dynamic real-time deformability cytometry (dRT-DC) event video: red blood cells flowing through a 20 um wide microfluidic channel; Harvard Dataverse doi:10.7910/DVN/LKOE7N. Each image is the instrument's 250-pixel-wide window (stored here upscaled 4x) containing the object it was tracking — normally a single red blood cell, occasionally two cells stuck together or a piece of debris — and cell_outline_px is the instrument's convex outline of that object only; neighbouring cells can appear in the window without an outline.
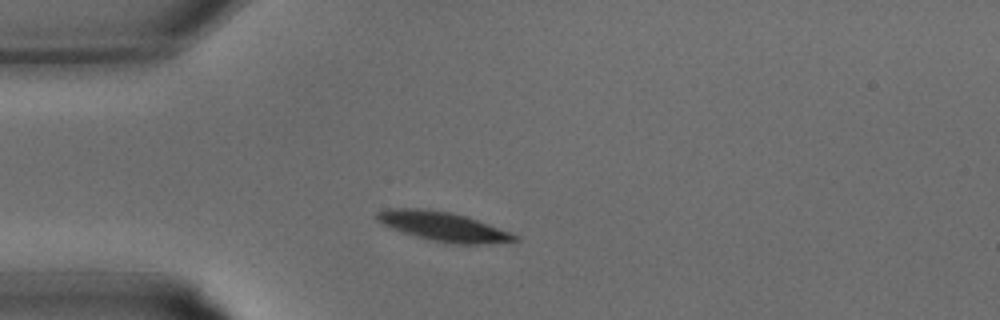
{"species": "common noctule bat (a hibernating species)", "species_latin": "Nyctalus noctula", "temperature_condition": "warm", "stored_images_in_passage": 28, "camera_frame_rate_fps": 3000, "um_per_image_px": 0.085, "animal": {"sex": "male", "body_mass_g": 15.6}, "frame": {"image": 1, "passage_image": 4, "time_ms": 1.0, "image_size_px": [1000, 320], "cell_outline_px": [[520, 240], [488, 244], [452, 244], [432, 240], [416, 236], [392, 228], [376, 220], [376, 212], [388, 208], [420, 208], [448, 212], [468, 216], [520, 236]], "centroid_in_image_um": [37.71, 19.25], "position_along_channel_um": 47.3, "area_um2": 23.41}}
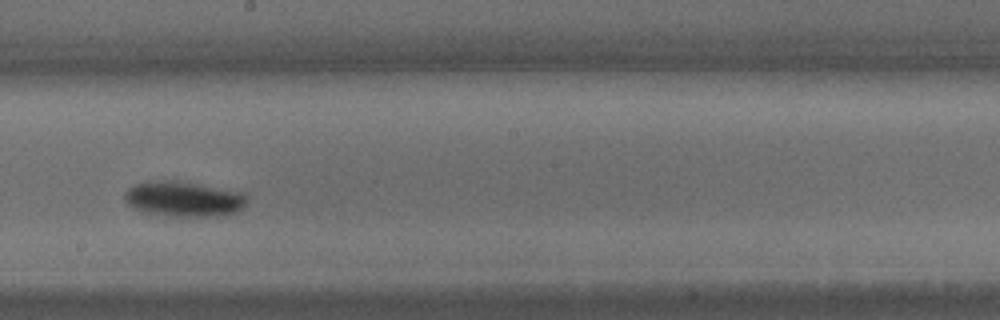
{"frame": {"image": 2, "passage_image": 14, "time_ms": 4.333, "image_size_px": [1000, 320], "cell_outline_px": [[248, 200], [236, 212], [224, 216], [168, 216], [148, 212], [136, 208], [128, 204], [124, 200], [124, 192], [132, 184], [148, 180], [176, 180], [244, 192], [248, 196]], "centroid_in_image_um": [15.61, 16.89], "position_along_channel_um": 232.6, "area_um2": 25.37}}
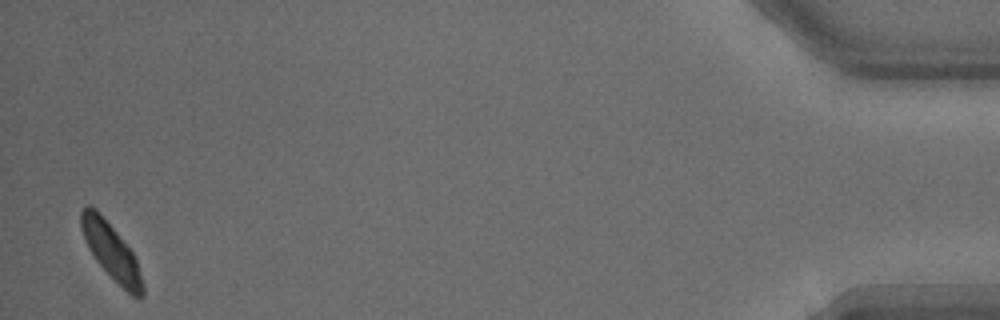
{"frame": {"image": 3, "passage_image": 28, "time_ms": 9.0, "image_size_px": [1000, 320], "cell_outline_px": [[144, 296], [140, 300], [132, 296], [96, 260], [80, 228], [80, 212], [88, 204], [96, 208], [116, 232], [132, 252], [136, 260], [144, 284]], "centroid_in_image_um": [9.48, 21.36], "position_along_channel_um": 425.7, "area_um2": 19.54}}